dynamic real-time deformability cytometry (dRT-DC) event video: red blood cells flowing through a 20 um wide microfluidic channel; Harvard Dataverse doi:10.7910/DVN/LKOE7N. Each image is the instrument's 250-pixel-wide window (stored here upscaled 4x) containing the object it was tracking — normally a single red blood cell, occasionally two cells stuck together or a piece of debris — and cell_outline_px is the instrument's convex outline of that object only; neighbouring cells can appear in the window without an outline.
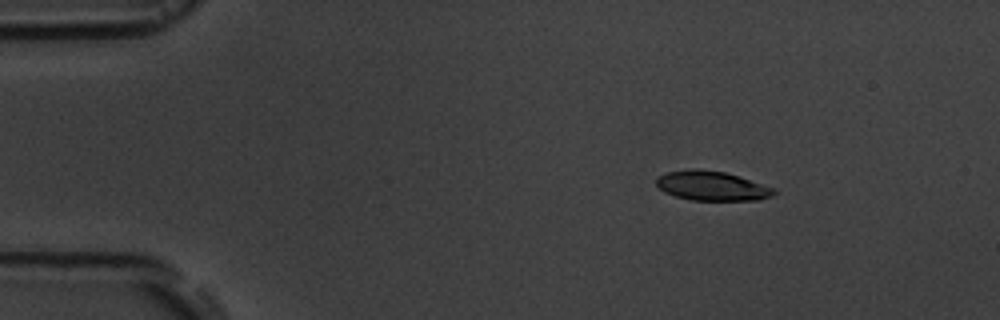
{"species": "common noctule bat (a hibernating species)", "species_latin": "Nyctalus noctula", "temperature_condition": "room temperature", "stored_images_in_passage": 5, "camera_frame_rate_fps": 3000, "um_per_image_px": 0.085, "animal": {"sex": "male", "body_mass_g": 19.5, "forearm_length_mm": 54.6}, "frame": {"image": 1, "passage_image": 3, "time_ms": 2.333, "image_size_px": [1000, 320], "cell_outline_px": [[776, 192], [772, 196], [760, 200], [692, 200], [676, 196], [664, 192], [656, 184], [656, 176], [668, 172], [692, 168], [696, 168], [724, 172], [740, 176], [776, 188]], "centroid_in_image_um": [60.53, 15.79], "position_along_channel_um": 24.5, "area_um2": 20.35}}
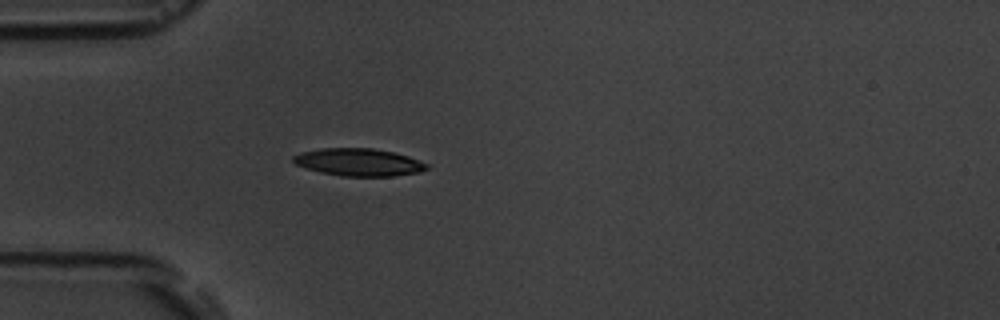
{"frame": {"image": 2, "passage_image": 5, "time_ms": 5.0, "image_size_px": [1000, 320], "cell_outline_px": [[428, 168], [420, 172], [392, 176], [340, 176], [320, 172], [296, 164], [292, 160], [292, 156], [300, 152], [320, 148], [372, 148], [392, 152], [408, 156], [428, 164]], "centroid_in_image_um": [30.47, 13.78], "position_along_channel_um": 54.5, "area_um2": 21.33}}